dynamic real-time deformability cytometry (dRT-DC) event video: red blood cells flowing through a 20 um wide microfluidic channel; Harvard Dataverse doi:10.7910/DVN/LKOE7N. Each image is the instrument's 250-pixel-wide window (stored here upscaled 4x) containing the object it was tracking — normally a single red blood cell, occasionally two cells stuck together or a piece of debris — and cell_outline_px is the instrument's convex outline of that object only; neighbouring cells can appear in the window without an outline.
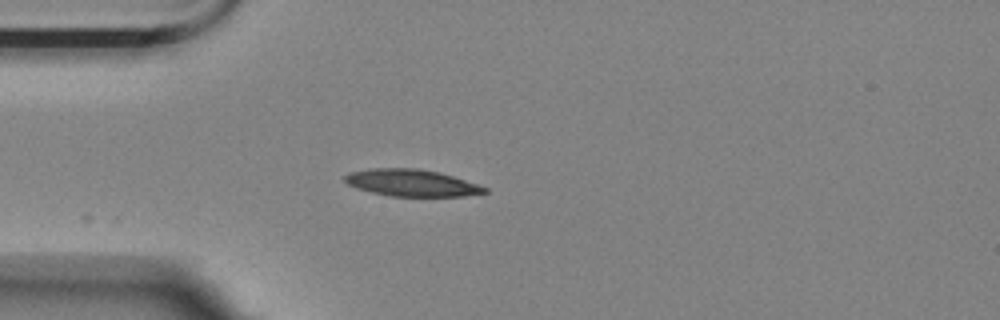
{"species": "Egyptian fruit bat (a non-hibernating species)", "species_latin": "Rousettus aegyptiacus", "temperature_condition": "room temperature", "stored_images_in_passage": 8, "camera_frame_rate_fps": 3000, "um_per_image_px": 0.085, "animal": {"sex": "female"}, "frame": {"image": 1, "passage_image": 1, "time_ms": 0.0, "image_size_px": [1000, 320], "cell_outline_px": [[488, 192], [464, 196], [388, 196], [356, 188], [348, 184], [344, 180], [344, 176], [352, 172], [372, 168], [416, 168], [436, 172], [452, 176], [488, 188]], "centroid_in_image_um": [34.96, 15.55], "position_along_channel_um": 50.0, "area_um2": 21.62}}
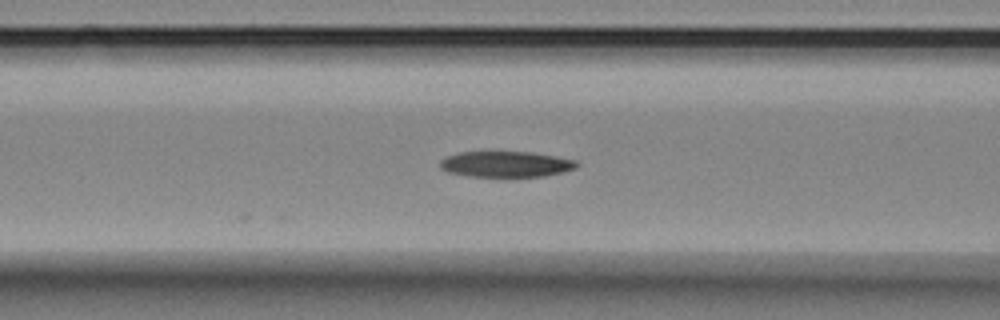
{"frame": {"image": 2, "passage_image": 8, "time_ms": 2.333, "image_size_px": [1000, 320], "cell_outline_px": [[580, 164], [576, 168], [564, 172], [544, 176], [468, 176], [448, 172], [440, 168], [440, 160], [444, 156], [460, 152], [528, 152], [556, 156], [580, 160]], "centroid_in_image_um": [43.04, 13.95], "position_along_channel_um": 123.6, "area_um2": 20.69}}